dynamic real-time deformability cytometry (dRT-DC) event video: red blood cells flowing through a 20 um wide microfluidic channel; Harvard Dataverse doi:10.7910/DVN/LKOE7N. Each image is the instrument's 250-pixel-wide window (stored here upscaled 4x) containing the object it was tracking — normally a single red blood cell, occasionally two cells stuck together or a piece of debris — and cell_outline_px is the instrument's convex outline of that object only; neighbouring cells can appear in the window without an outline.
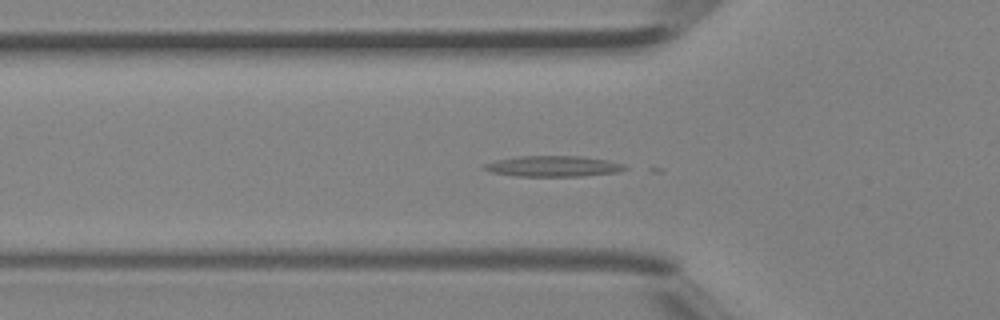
{"species": "Egyptian fruit bat (a non-hibernating species)", "species_latin": "Rousettus aegyptiacus", "temperature_condition": "room temperature", "stored_images_in_passage": 37, "camera_frame_rate_fps": 3000, "um_per_image_px": 0.085, "animal": {"sex": "female"}, "frame": {"image": 1, "passage_image": 9, "time_ms": 2.667, "image_size_px": [1000, 320], "cell_outline_px": [[628, 168], [616, 172], [580, 176], [516, 176], [492, 172], [480, 168], [484, 164], [496, 160], [520, 156], [580, 156], [604, 160], [624, 164]], "centroid_in_image_um": [46.97, 14.13], "position_along_channel_um": 78.8, "area_um2": 16.82}}
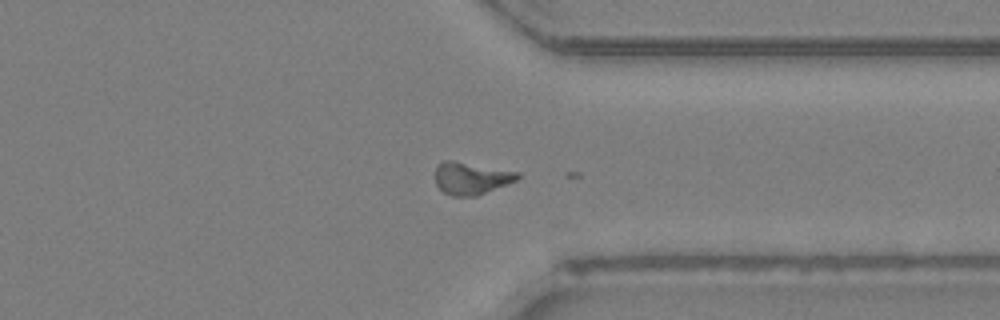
{"frame": {"image": 2, "passage_image": 27, "time_ms": 8.667, "image_size_px": [1000, 320], "cell_outline_px": [[520, 176], [516, 180], [508, 184], [476, 196], [452, 196], [444, 192], [436, 184], [436, 164], [444, 160], [452, 160], [520, 172]], "centroid_in_image_um": [40.05, 15.14], "position_along_channel_um": 371.4, "area_um2": 15.49}}
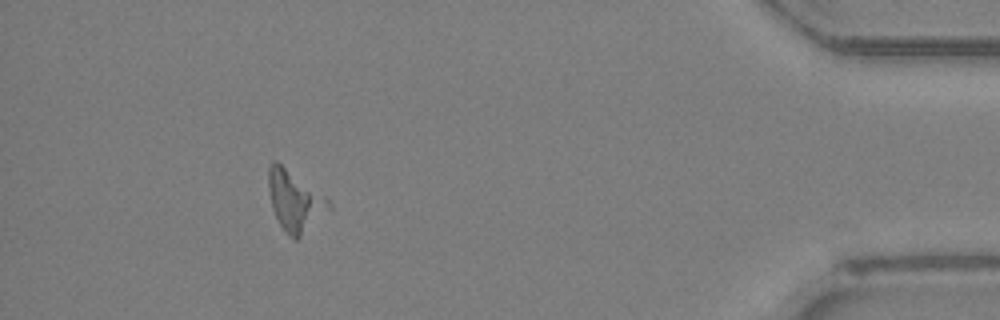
{"frame": {"image": 3, "passage_image": 33, "time_ms": 10.667, "image_size_px": [1000, 320], "cell_outline_px": [[332, 208], [296, 240], [288, 236], [280, 224], [272, 208], [268, 188], [268, 168], [272, 160], [276, 160], [324, 196], [332, 204]], "centroid_in_image_um": [25.04, 17.07], "position_along_channel_um": 410.2, "area_um2": 20.87}}